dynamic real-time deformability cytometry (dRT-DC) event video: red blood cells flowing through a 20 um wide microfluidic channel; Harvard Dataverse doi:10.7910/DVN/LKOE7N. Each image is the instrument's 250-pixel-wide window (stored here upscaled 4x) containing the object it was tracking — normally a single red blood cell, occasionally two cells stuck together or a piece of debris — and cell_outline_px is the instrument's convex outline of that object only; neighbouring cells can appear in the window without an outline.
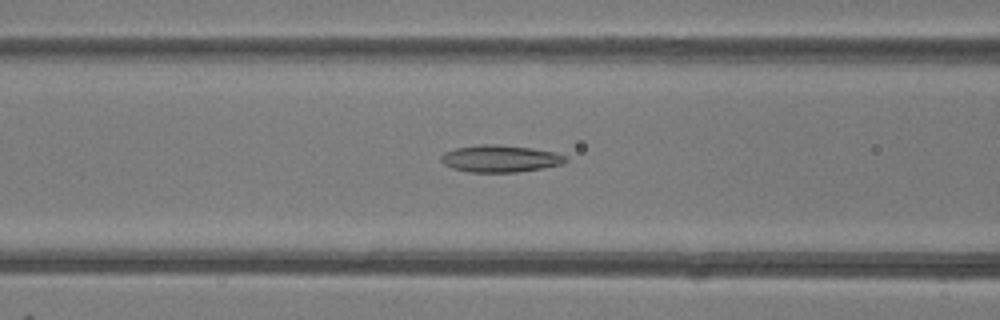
{"species": "common noctule bat (a hibernating species)", "species_latin": "Nyctalus noctula", "temperature_condition": "room temperature", "stored_images_in_passage": 35, "camera_frame_rate_fps": 3000, "um_per_image_px": 0.085, "animal": {"sex": "female"}, "frame": {"image": 1, "passage_image": 6, "time_ms": 1.667, "image_size_px": [1000, 320], "cell_outline_px": [[568, 160], [564, 164], [544, 168], [516, 172], [468, 172], [452, 168], [444, 164], [440, 160], [440, 156], [444, 152], [456, 148], [480, 144], [492, 144], [532, 148], [556, 152], [568, 156]], "centroid_in_image_um": [42.55, 13.48], "position_along_channel_um": 124.1, "area_um2": 19.83}}
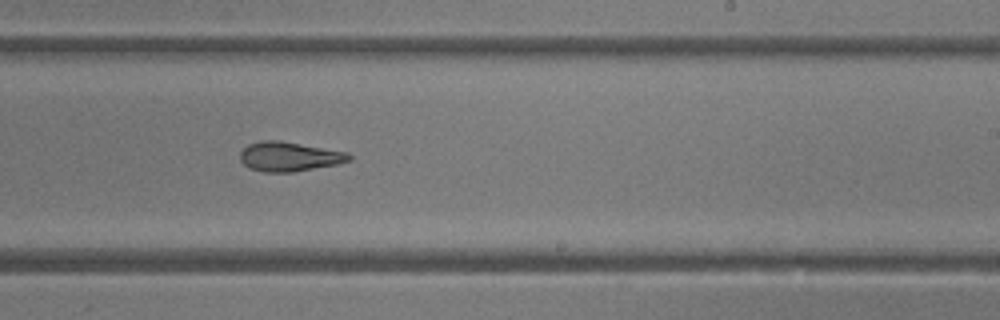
{"frame": {"image": 2, "passage_image": 16, "time_ms": 5.0, "image_size_px": [1000, 320], "cell_outline_px": [[352, 160], [336, 164], [292, 172], [264, 172], [248, 168], [240, 160], [240, 152], [248, 144], [260, 140], [280, 140], [348, 152], [352, 156]], "centroid_in_image_um": [24.57, 13.3], "position_along_channel_um": 264.4, "area_um2": 18.79}}
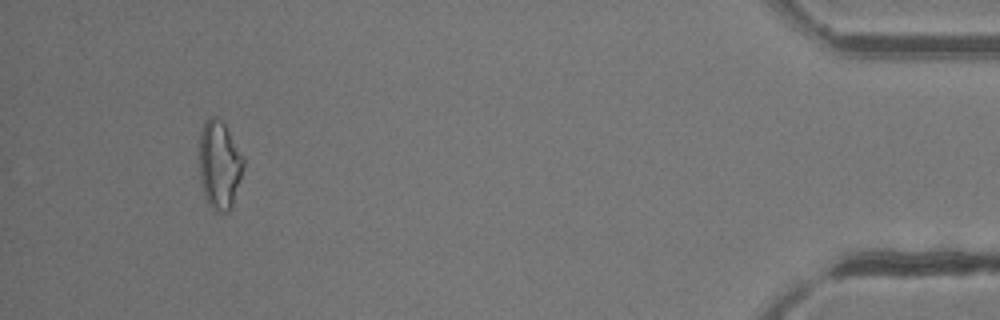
{"frame": {"image": 3, "passage_image": 32, "time_ms": 10.333, "image_size_px": [1000, 320], "cell_outline_px": [[244, 168], [232, 208], [228, 212], [220, 212], [212, 208], [208, 204], [200, 180], [200, 132], [204, 120], [208, 116], [216, 116], [224, 124], [244, 156]], "centroid_in_image_um": [18.67, 14.0], "position_along_channel_um": 416.5, "area_um2": 22.89}, "authors_computed_cell_mechanics": {"area_um2": 19.1896, "velocity_mm_per_s": 4.2148, "shape_relaxation_time_tau1_ms": 11.2646, "shape_relaxation_time_tau2_ms": 2.3515, "deformation_change_tau1": 0.2777, "deformation_change_tau2": 0.1174}}